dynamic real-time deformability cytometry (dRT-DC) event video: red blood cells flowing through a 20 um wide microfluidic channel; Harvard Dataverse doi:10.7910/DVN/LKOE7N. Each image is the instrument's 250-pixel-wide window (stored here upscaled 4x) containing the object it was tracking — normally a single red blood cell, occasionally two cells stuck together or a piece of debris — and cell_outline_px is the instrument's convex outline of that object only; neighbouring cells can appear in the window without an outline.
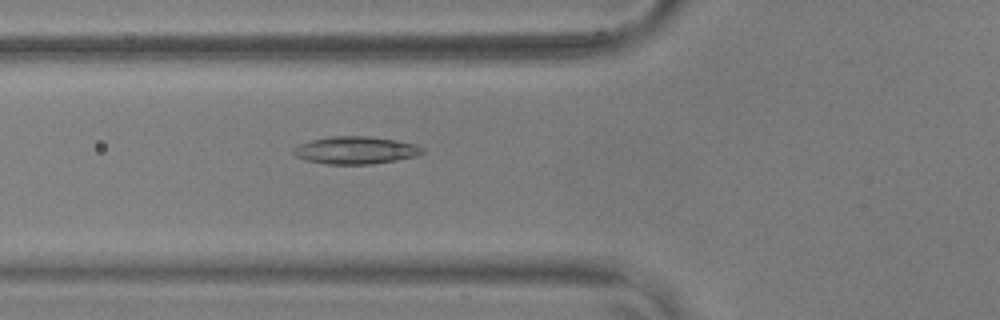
{"species": "common noctule bat (a hibernating species)", "species_latin": "Nyctalus noctula", "temperature_condition": "warm", "stored_images_in_passage": 56, "camera_frame_rate_fps": 3000, "um_per_image_px": 0.085, "animal": {"sex": "male", "body_mass_g": 17.9, "forearm_length_mm": 54.2}, "frame": {"image": 1, "passage_image": 21, "time_ms": 6.667, "image_size_px": [1000, 320], "cell_outline_px": [[424, 152], [416, 156], [396, 160], [372, 164], [328, 164], [304, 160], [296, 156], [292, 152], [292, 148], [300, 144], [312, 140], [332, 136], [368, 136], [396, 140], [416, 144], [424, 148]], "centroid_in_image_um": [30.23, 12.77], "position_along_channel_um": 95.6, "area_um2": 20.69}}
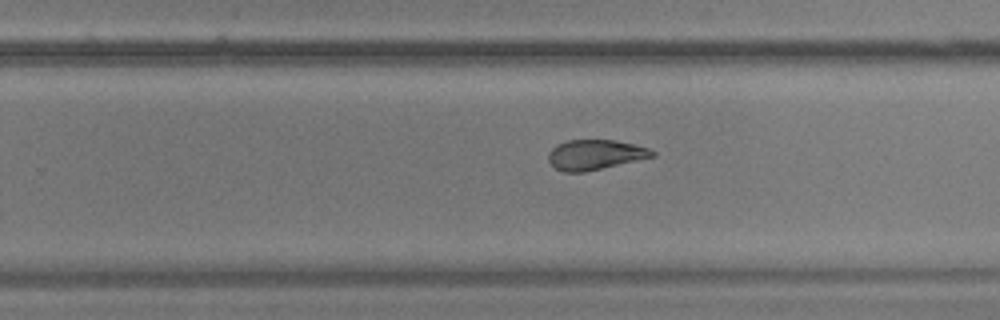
{"frame": {"image": 2, "passage_image": 36, "time_ms": 11.667, "image_size_px": [1000, 320], "cell_outline_px": [[656, 156], [584, 172], [564, 172], [556, 168], [548, 160], [548, 152], [556, 144], [568, 140], [616, 140], [648, 148], [656, 152]], "centroid_in_image_um": [50.57, 13.14], "position_along_channel_um": 279.2, "area_um2": 18.09}}
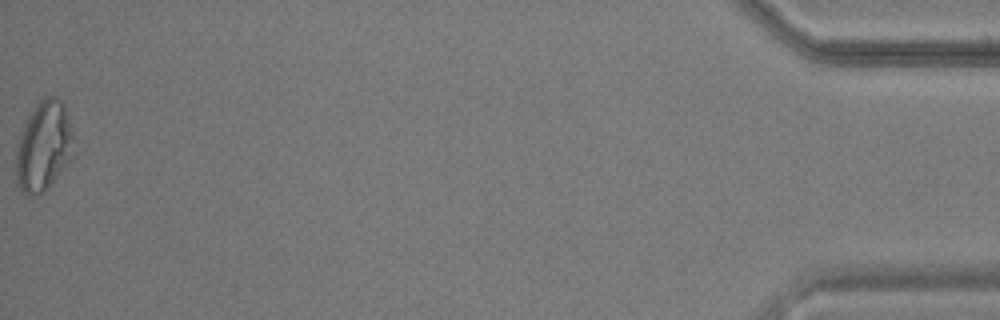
{"frame": {"image": 3, "passage_image": 56, "time_ms": 18.333, "image_size_px": [1000, 320], "cell_outline_px": [[72, 160], [36, 196], [28, 196], [16, 184], [16, 148], [24, 124], [28, 116], [36, 104], [44, 96], [56, 96], [64, 100], [72, 128]], "centroid_in_image_um": [3.71, 12.37], "position_along_channel_um": 431.5, "area_um2": 30.06}, "authors_computed_cell_mechanics": {"area_um2": 20.8369, "velocity_mm_per_s": 3.665, "shape_relaxation_time_tau1_ms": null, "shape_relaxation_time_tau2_ms": 2.1969, "deformation_change_tau1": null, "deformation_change_tau2": 0.0841}}